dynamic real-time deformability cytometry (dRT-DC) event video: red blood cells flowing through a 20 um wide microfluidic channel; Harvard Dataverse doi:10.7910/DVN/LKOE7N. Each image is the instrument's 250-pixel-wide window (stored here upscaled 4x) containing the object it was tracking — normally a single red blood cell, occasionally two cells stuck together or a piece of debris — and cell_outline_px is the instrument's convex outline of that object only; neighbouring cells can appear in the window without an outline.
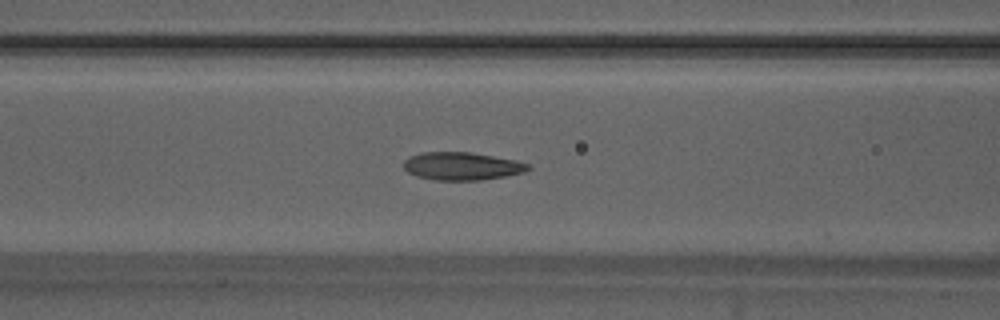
{"species": "Egyptian fruit bat (a non-hibernating species)", "species_latin": "Rousettus aegyptiacus", "temperature_condition": "warm", "stored_images_in_passage": 53, "camera_frame_rate_fps": 3000, "um_per_image_px": 0.085, "animal": {"sex": "male"}, "frame": {"image": 1, "passage_image": 22, "time_ms": 7.0, "image_size_px": [1000, 320], "cell_outline_px": [[532, 168], [524, 172], [504, 176], [480, 180], [436, 180], [416, 176], [408, 172], [404, 168], [404, 160], [412, 156], [424, 152], [472, 152], [516, 160], [528, 164]], "centroid_in_image_um": [39.28, 14.12], "position_along_channel_um": 127.3, "area_um2": 20.11}}
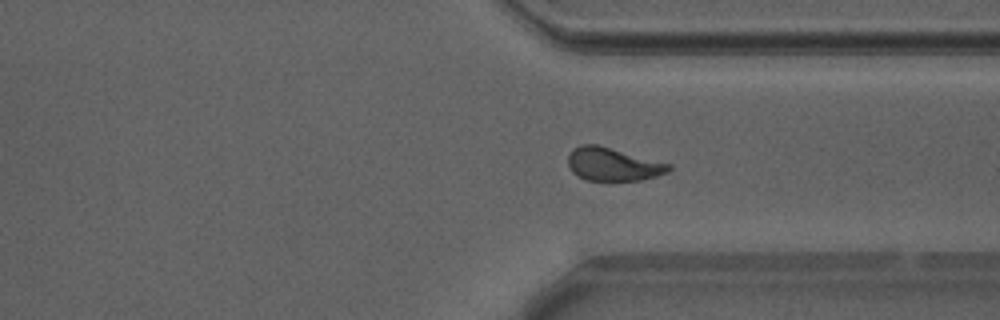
{"frame": {"image": 2, "passage_image": 40, "time_ms": 13.0, "image_size_px": [1000, 320], "cell_outline_px": [[672, 168], [668, 172], [656, 176], [640, 180], [584, 180], [576, 176], [568, 168], [568, 156], [572, 148], [580, 144], [596, 144], [672, 164]], "centroid_in_image_um": [52.07, 13.96], "position_along_channel_um": 359.3, "area_um2": 19.59}}
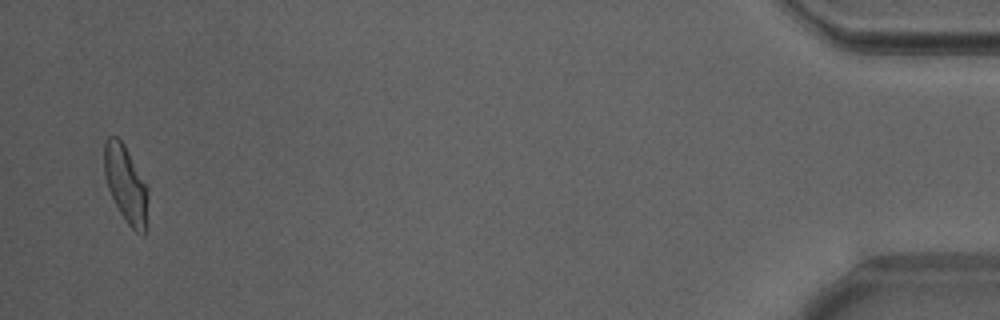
{"frame": {"image": 3, "passage_image": 52, "time_ms": 17.0, "image_size_px": [1000, 320], "cell_outline_px": [[148, 196], [144, 236], [136, 232], [128, 224], [120, 212], [108, 188], [104, 172], [104, 140], [108, 136], [116, 136], [124, 144], [148, 188]], "centroid_in_image_um": [10.68, 15.63], "position_along_channel_um": 424.5, "area_um2": 19.36}, "authors_computed_cell_mechanics": {"area_um2": 20.0566, "velocity_mm_per_s": 3.867, "shape_relaxation_time_tau1_ms": 4.3267, "shape_relaxation_time_tau2_ms": 1.6546, "deformation_change_tau1": 0.1623, "deformation_change_tau2": 0.0955}}